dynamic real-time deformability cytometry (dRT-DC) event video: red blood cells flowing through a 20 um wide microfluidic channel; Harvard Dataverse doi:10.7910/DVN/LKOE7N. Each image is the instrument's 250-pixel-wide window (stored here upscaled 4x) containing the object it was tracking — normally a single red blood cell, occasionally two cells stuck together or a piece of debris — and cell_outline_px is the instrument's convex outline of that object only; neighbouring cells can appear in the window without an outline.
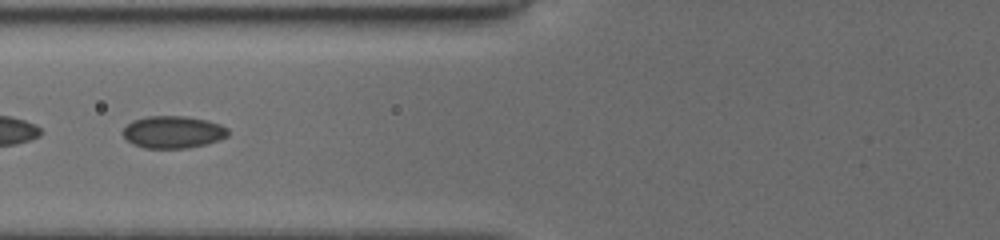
{"species": "common noctule bat (a hibernating species)", "species_latin": "Nyctalus noctula", "temperature_condition": "cold", "stored_images_in_passage": 22, "camera_frame_rate_fps": 3000, "um_per_image_px": 0.085, "animal": {"sex": "female", "body_mass_g": 19.5, "forearm_length_mm": 54.1}, "frame": {"image": 1, "passage_image": 7, "time_ms": 2.0, "image_size_px": [1000, 240], "cell_outline_px": [[228, 136], [204, 144], [188, 148], [144, 148], [132, 144], [120, 132], [132, 120], [148, 116], [184, 116], [208, 120], [220, 124], [228, 128]], "centroid_in_image_um": [14.68, 11.22], "position_along_channel_um": 111.1, "area_um2": 19.77}}
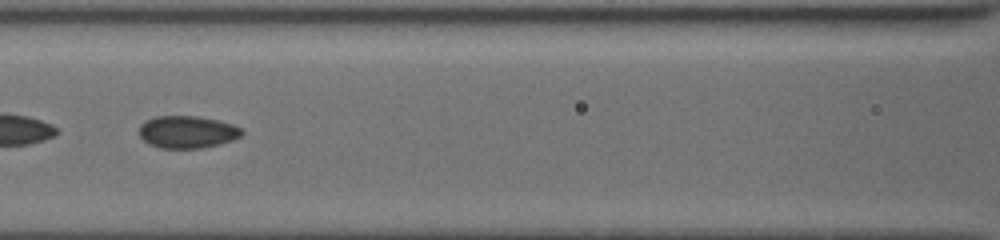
{"frame": {"image": 2, "passage_image": 10, "time_ms": 3.0, "image_size_px": [1000, 240], "cell_outline_px": [[244, 132], [240, 136], [232, 140], [220, 144], [204, 148], [160, 148], [148, 144], [140, 136], [140, 124], [144, 120], [156, 116], [196, 116], [216, 120], [232, 124], [240, 128]], "centroid_in_image_um": [15.89, 11.22], "position_along_channel_um": 150.7, "area_um2": 19.36}}
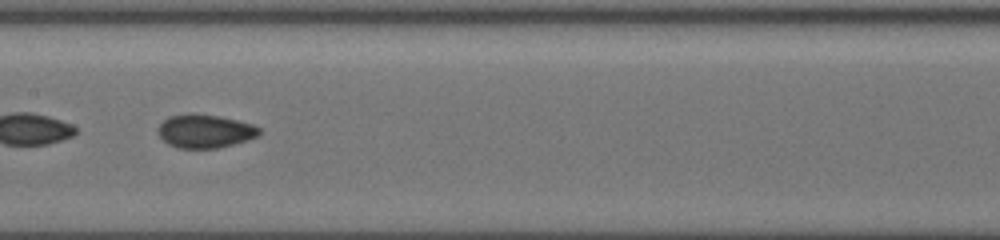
{"frame": {"image": 3, "passage_image": 13, "time_ms": 4.0, "image_size_px": [1000, 240], "cell_outline_px": [[260, 136], [248, 140], [216, 148], [180, 148], [168, 144], [156, 132], [156, 128], [168, 116], [188, 112], [192, 112], [220, 116], [252, 124], [260, 128]], "centroid_in_image_um": [17.4, 11.12], "position_along_channel_um": 190.0, "area_um2": 20.0}}